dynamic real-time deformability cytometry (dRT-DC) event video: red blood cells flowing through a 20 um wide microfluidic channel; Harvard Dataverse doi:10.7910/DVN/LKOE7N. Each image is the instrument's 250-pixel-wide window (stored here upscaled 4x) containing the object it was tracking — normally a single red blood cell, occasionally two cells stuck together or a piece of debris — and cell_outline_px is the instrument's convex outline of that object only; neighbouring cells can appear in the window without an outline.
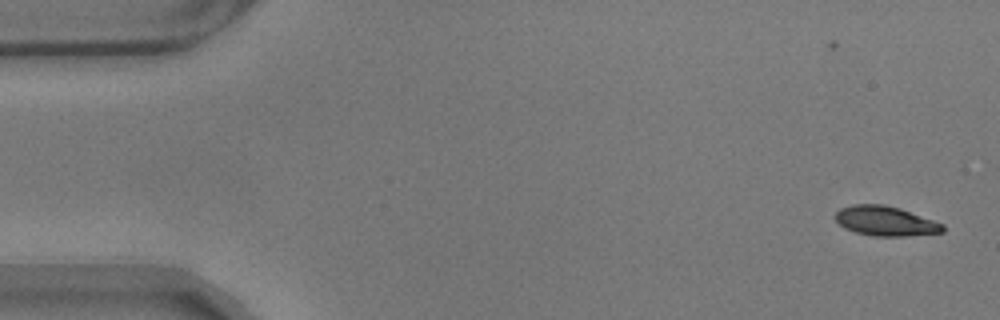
{"species": "common noctule bat (a hibernating species)", "species_latin": "Nyctalus noctula", "temperature_condition": "warm", "stored_images_in_passage": 56, "camera_frame_rate_fps": 3000, "um_per_image_px": 0.085, "animal": {"sex": "male", "body_mass_g": 17.9}, "frame": {"image": 1, "passage_image": 1, "time_ms": 0.0, "image_size_px": [1000, 320], "cell_outline_px": [[944, 232], [908, 236], [872, 236], [856, 232], [844, 228], [836, 220], [836, 212], [840, 208], [852, 204], [884, 204], [900, 208], [944, 224]], "centroid_in_image_um": [75.27, 18.78], "position_along_channel_um": 9.7, "area_um2": 18.61}}
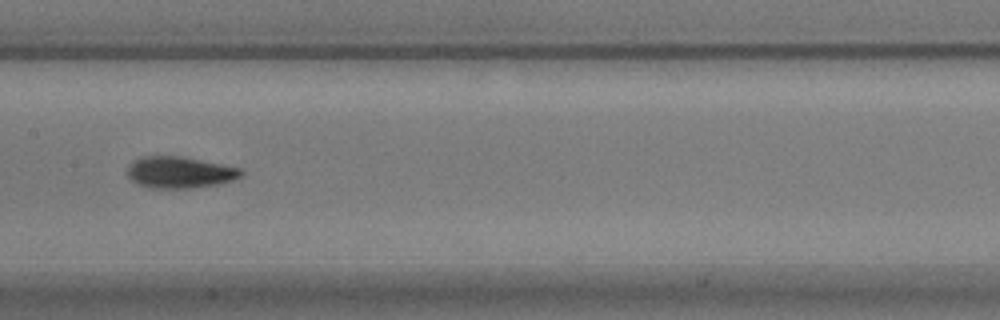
{"frame": {"image": 2, "passage_image": 27, "time_ms": 8.667, "image_size_px": [1000, 320], "cell_outline_px": [[244, 172], [240, 176], [232, 180], [216, 184], [192, 188], [148, 188], [136, 184], [128, 176], [128, 164], [144, 156], [180, 156], [240, 168]], "centroid_in_image_um": [15.24, 14.66], "position_along_channel_um": 192.2, "area_um2": 20.69}}
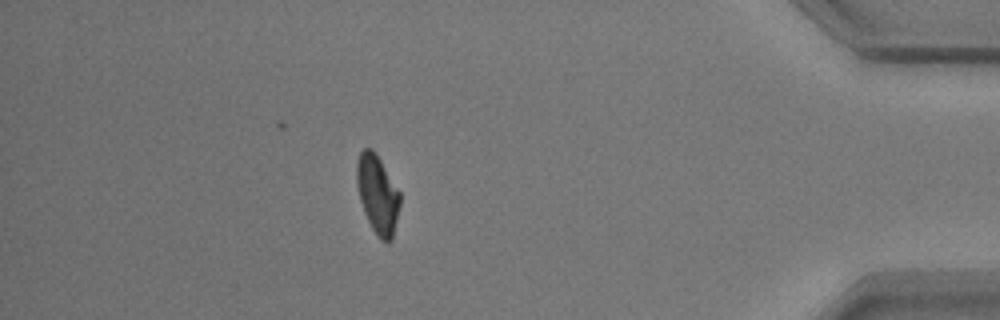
{"frame": {"image": 3, "passage_image": 49, "time_ms": 16.0, "image_size_px": [1000, 320], "cell_outline_px": [[400, 204], [392, 240], [388, 244], [380, 240], [376, 236], [364, 212], [360, 200], [356, 184], [356, 164], [360, 152], [364, 148], [372, 148], [376, 152], [400, 192]], "centroid_in_image_um": [32.09, 16.52], "position_along_channel_um": 403.1, "area_um2": 20.0}, "authors_computed_cell_mechanics": {"area_um2": 19.9988, "velocity_mm_per_s": 3.5203, "shape_relaxation_time_tau1_ms": 3.9977, "shape_relaxation_time_tau2_ms": 1.8532, "deformation_change_tau1": 0.152, "deformation_change_tau2": 0.0716}}